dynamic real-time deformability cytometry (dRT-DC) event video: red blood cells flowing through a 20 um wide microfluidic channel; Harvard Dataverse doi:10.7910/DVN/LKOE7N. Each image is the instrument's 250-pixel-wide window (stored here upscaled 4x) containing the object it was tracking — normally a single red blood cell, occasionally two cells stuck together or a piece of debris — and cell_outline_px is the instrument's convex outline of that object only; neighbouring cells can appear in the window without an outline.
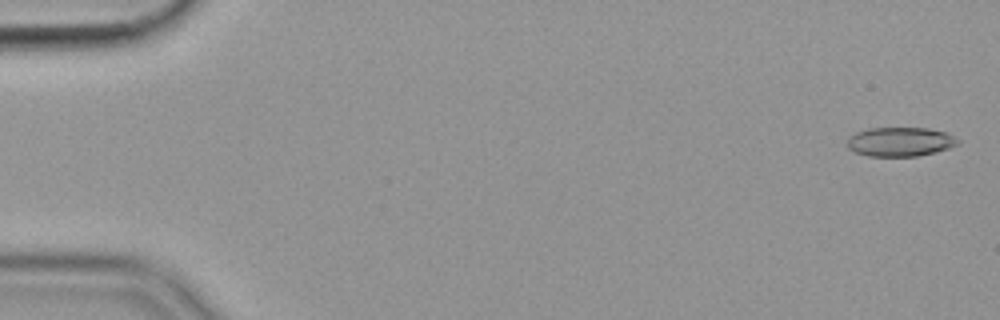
{"species": "common noctule bat (a hibernating species)", "species_latin": "Nyctalus noctula", "temperature_condition": "cold", "stored_images_in_passage": 16, "camera_frame_rate_fps": 3000, "um_per_image_px": 0.085, "animal": {"sex": "female", "body_mass_g": 19.9}, "frame": {"image": 1, "passage_image": 2, "time_ms": 0.333, "image_size_px": [1000, 320], "cell_outline_px": [[960, 144], [936, 152], [916, 156], [868, 156], [856, 152], [848, 148], [848, 140], [856, 132], [868, 128], [928, 128], [944, 132], [960, 140]], "centroid_in_image_um": [76.54, 12.05], "position_along_channel_um": 8.5, "area_um2": 18.67}}
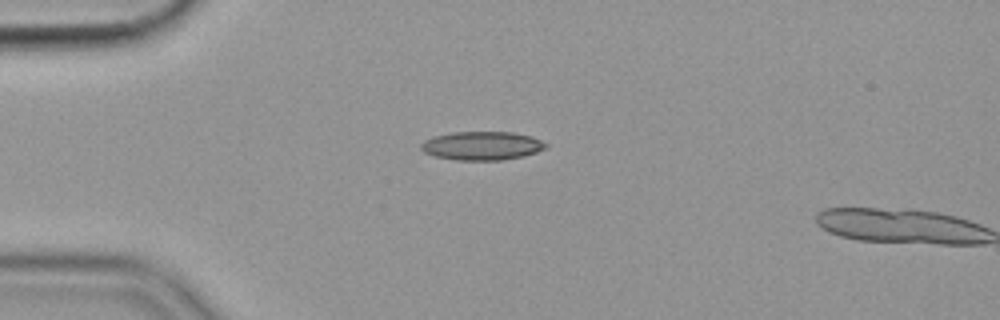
{"frame": {"image": 2, "passage_image": 15, "time_ms": 4.667, "image_size_px": [1000, 320], "cell_outline_px": [[548, 144], [544, 148], [536, 152], [524, 156], [500, 160], [456, 160], [436, 156], [424, 152], [420, 148], [420, 144], [424, 140], [436, 136], [452, 132], [512, 132], [532, 136]], "centroid_in_image_um": [40.96, 12.38], "position_along_channel_um": 44.0, "area_um2": 20.69}}